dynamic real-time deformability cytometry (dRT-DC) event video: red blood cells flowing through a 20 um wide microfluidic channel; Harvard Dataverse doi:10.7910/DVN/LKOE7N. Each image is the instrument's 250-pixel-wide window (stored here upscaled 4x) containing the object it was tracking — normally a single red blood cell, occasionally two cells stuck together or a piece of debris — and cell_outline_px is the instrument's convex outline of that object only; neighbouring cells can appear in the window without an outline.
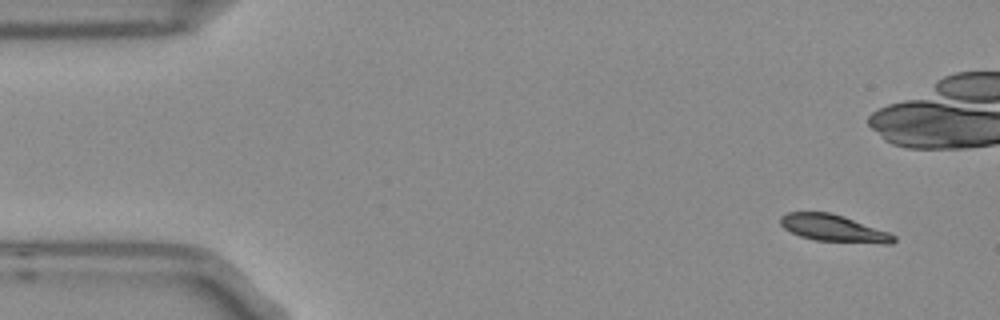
{"species": "Egyptian fruit bat (a non-hibernating species)", "species_latin": "Rousettus aegyptiacus", "temperature_condition": "room temperature", "stored_images_in_passage": 9, "camera_frame_rate_fps": 3000, "um_per_image_px": 0.085, "frame": {"image": 1, "passage_image": 1, "time_ms": 0.0, "image_size_px": [1000, 320], "cell_outline_px": [[896, 240], [892, 244], [884, 244], [816, 240], [800, 236], [784, 228], [780, 224], [780, 216], [788, 212], [832, 212], [844, 216], [888, 232], [896, 236]], "centroid_in_image_um": [70.86, 19.4], "position_along_channel_um": 14.1, "area_um2": 17.8}}